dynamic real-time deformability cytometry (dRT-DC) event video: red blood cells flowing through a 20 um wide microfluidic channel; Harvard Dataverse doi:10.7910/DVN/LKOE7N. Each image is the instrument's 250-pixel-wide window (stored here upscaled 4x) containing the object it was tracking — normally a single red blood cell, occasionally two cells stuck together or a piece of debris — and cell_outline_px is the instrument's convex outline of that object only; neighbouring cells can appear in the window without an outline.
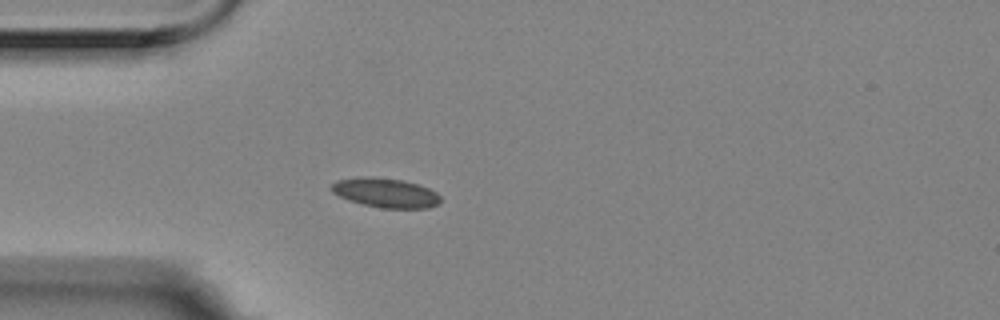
{"species": "Egyptian fruit bat (a non-hibernating species)", "species_latin": "Rousettus aegyptiacus", "temperature_condition": "room temperature", "stored_images_in_passage": 1, "camera_frame_rate_fps": 3000, "um_per_image_px": 0.085, "animal": {"sex": "female"}, "frame": {"image": 1, "passage_image": 1, "time_ms": 0.0, "image_size_px": [1000, 320], "cell_outline_px": [[440, 200], [436, 204], [428, 208], [380, 208], [348, 200], [332, 192], [328, 188], [336, 180], [364, 176], [372, 176], [400, 180], [416, 184], [428, 188], [436, 192], [440, 196]], "centroid_in_image_um": [32.72, 16.38], "position_along_channel_um": 52.3, "area_um2": 18.61}}